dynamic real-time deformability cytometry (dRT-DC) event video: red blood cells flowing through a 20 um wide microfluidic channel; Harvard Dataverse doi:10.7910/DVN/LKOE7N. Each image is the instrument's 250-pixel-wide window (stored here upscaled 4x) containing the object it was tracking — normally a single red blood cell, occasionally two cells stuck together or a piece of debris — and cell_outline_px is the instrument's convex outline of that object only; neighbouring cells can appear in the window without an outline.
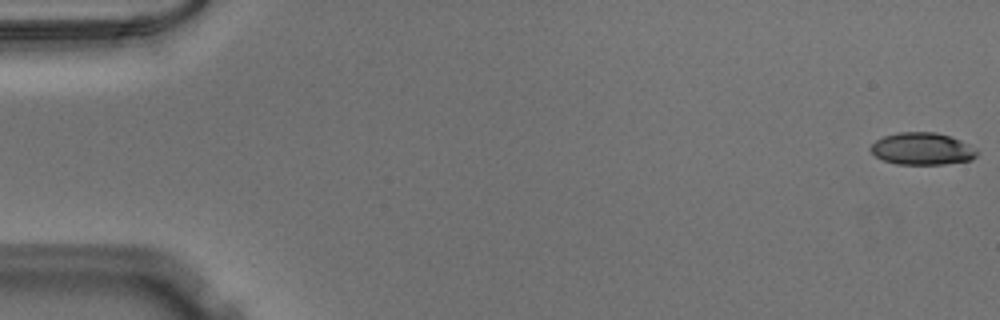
{"species": "Egyptian fruit bat (a non-hibernating species)", "species_latin": "Rousettus aegyptiacus", "temperature_condition": "warm", "stored_images_in_passage": 52, "camera_frame_rate_fps": 3000, "um_per_image_px": 0.085, "animal": {"sex": "male"}, "frame": {"image": 1, "passage_image": 1, "time_ms": 0.0, "image_size_px": [1000, 320], "cell_outline_px": [[980, 152], [972, 160], [944, 164], [896, 164], [884, 160], [876, 156], [868, 148], [876, 140], [884, 136], [900, 132], [936, 132], [960, 140], [976, 148]], "centroid_in_image_um": [78.4, 12.65], "position_along_channel_um": 6.6, "area_um2": 19.94}}
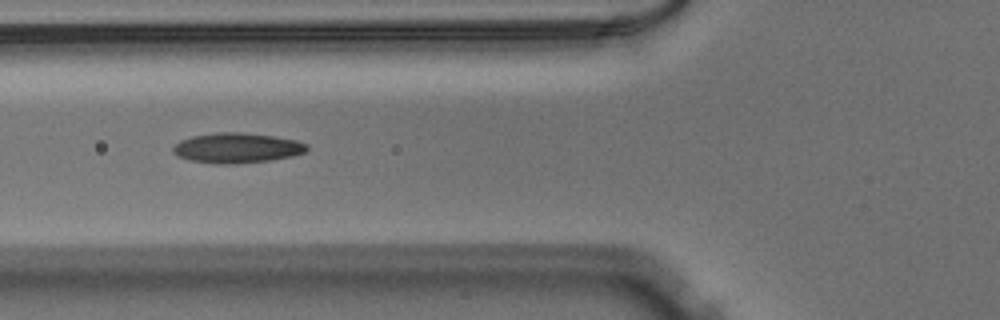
{"frame": {"image": 2, "passage_image": 20, "time_ms": 6.333, "image_size_px": [1000, 320], "cell_outline_px": [[308, 148], [304, 152], [292, 156], [272, 160], [236, 164], [216, 164], [188, 160], [172, 152], [172, 148], [180, 140], [192, 136], [216, 132], [240, 132], [272, 136], [296, 140], [308, 144]], "centroid_in_image_um": [20.13, 12.58], "position_along_channel_um": 105.7, "area_um2": 23.52}}
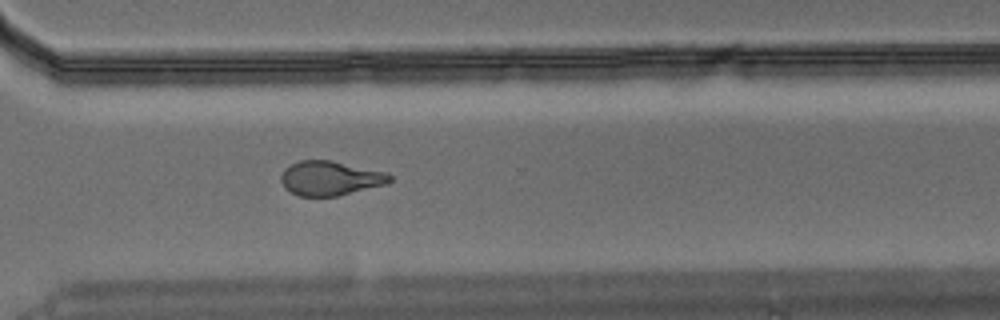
{"frame": {"image": 3, "passage_image": 38, "time_ms": 12.333, "image_size_px": [1000, 320], "cell_outline_px": [[392, 180], [388, 184], [340, 196], [300, 196], [284, 188], [280, 180], [280, 176], [284, 168], [300, 160], [332, 160], [388, 172], [392, 176]], "centroid_in_image_um": [28.1, 15.15], "position_along_channel_um": 342.5, "area_um2": 22.2}}